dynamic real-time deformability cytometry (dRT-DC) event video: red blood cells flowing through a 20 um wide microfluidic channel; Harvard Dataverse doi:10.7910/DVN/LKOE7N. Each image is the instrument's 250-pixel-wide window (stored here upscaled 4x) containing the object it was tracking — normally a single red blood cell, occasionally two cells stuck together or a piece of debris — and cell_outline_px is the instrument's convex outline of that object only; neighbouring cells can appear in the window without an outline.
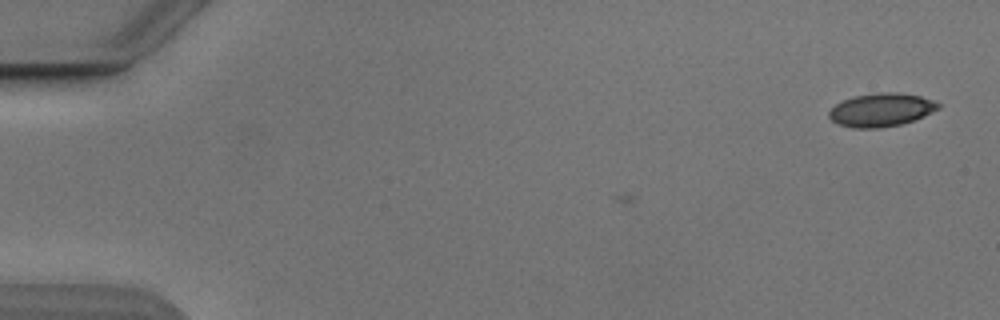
{"species": "Egyptian fruit bat (a non-hibernating species)", "species_latin": "Rousettus aegyptiacus", "temperature_condition": "cold", "stored_images_in_passage": 3, "camera_frame_rate_fps": 3000, "um_per_image_px": 0.085, "animal": {"sex": "male"}, "frame": {"image": 1, "passage_image": 1, "time_ms": 0.0, "image_size_px": [1000, 320], "cell_outline_px": [[940, 108], [924, 116], [900, 124], [876, 128], [856, 128], [840, 124], [832, 120], [828, 116], [828, 112], [836, 104], [852, 96], [880, 92], [896, 92], [920, 96], [932, 100], [940, 104]], "centroid_in_image_um": [74.9, 9.32], "position_along_channel_um": 10.1, "area_um2": 20.98}}